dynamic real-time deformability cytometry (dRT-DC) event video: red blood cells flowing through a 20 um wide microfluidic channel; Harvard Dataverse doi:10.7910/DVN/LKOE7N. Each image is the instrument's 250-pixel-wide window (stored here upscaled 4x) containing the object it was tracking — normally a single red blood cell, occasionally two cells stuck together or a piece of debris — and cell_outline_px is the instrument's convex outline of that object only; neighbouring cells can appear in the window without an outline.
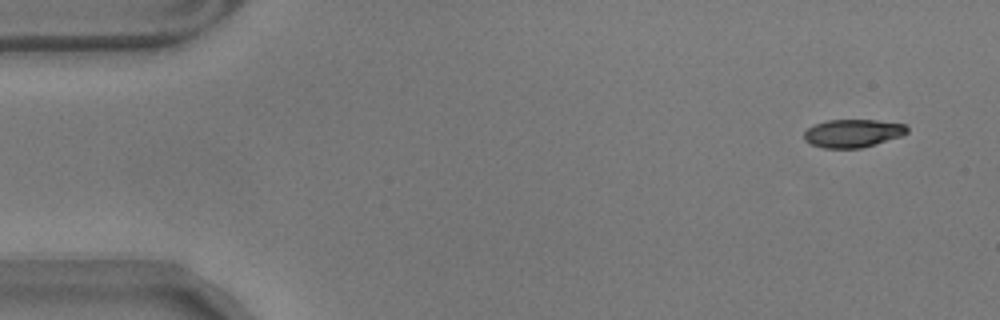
{"species": "common noctule bat (a hibernating species)", "species_latin": "Nyctalus noctula", "temperature_condition": "warm", "stored_images_in_passage": 54, "camera_frame_rate_fps": 3000, "um_per_image_px": 0.085, "animal": {"sex": "male", "body_mass_g": 17.9}, "frame": {"image": 1, "passage_image": 1, "time_ms": 0.0, "image_size_px": [1000, 320], "cell_outline_px": [[908, 132], [900, 136], [860, 148], [824, 148], [812, 144], [804, 140], [804, 132], [808, 128], [816, 124], [828, 120], [876, 120], [904, 124], [908, 128]], "centroid_in_image_um": [72.47, 11.32], "position_along_channel_um": 12.5, "area_um2": 16.59}}
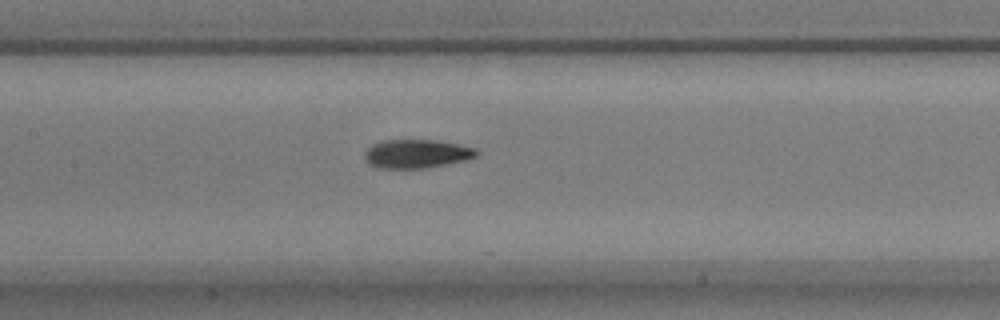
{"frame": {"image": 2, "passage_image": 24, "time_ms": 7.667, "image_size_px": [1000, 320], "cell_outline_px": [[480, 152], [476, 156], [464, 160], [424, 168], [376, 168], [368, 164], [364, 156], [364, 152], [372, 144], [380, 140], [432, 140], [456, 144], [476, 148]], "centroid_in_image_um": [35.36, 13.07], "position_along_channel_um": 172.0, "area_um2": 18.61}}
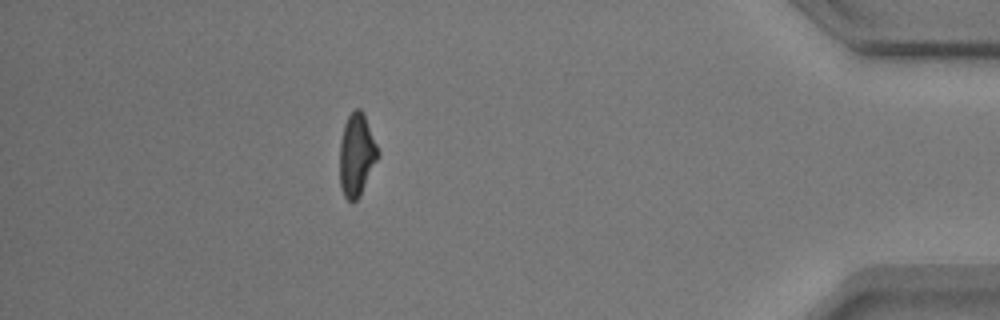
{"frame": {"image": 3, "passage_image": 48, "time_ms": 15.667, "image_size_px": [1000, 320], "cell_outline_px": [[380, 156], [360, 196], [356, 200], [348, 200], [344, 196], [340, 188], [340, 140], [344, 124], [348, 116], [356, 108], [360, 108], [364, 112], [380, 152]], "centroid_in_image_um": [30.33, 13.15], "position_along_channel_um": 404.9, "area_um2": 18.67}, "authors_computed_cell_mechanics": {"area_um2": 18.496, "velocity_mm_per_s": 3.5316, "shape_relaxation_time_tau1_ms": 5.9317, "shape_relaxation_time_tau2_ms": 2.3223, "deformation_change_tau1": 0.2028, "deformation_change_tau2": 0.0939}}